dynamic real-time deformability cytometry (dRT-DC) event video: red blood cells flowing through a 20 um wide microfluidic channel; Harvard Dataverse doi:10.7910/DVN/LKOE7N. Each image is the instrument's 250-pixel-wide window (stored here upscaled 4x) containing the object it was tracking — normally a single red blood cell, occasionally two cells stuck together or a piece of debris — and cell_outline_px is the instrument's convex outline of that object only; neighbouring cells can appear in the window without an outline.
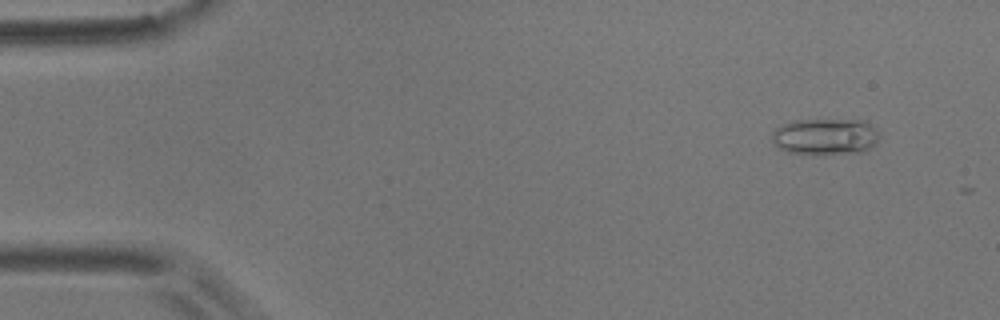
{"species": "common noctule bat (a hibernating species)", "species_latin": "Nyctalus noctula", "temperature_condition": "room temperature", "stored_images_in_passage": 3, "camera_frame_rate_fps": 3000, "um_per_image_px": 0.085, "animal": {"sex": "male", "body_mass_g": 17.9}, "frame": {"image": 1, "passage_image": 1, "time_ms": 0.0, "image_size_px": [1000, 320], "cell_outline_px": [[880, 136], [876, 144], [864, 152], [788, 152], [772, 144], [772, 132], [780, 124], [796, 120], [864, 120], [876, 128]], "centroid_in_image_um": [70.16, 11.57], "position_along_channel_um": 14.8, "area_um2": 22.43}}